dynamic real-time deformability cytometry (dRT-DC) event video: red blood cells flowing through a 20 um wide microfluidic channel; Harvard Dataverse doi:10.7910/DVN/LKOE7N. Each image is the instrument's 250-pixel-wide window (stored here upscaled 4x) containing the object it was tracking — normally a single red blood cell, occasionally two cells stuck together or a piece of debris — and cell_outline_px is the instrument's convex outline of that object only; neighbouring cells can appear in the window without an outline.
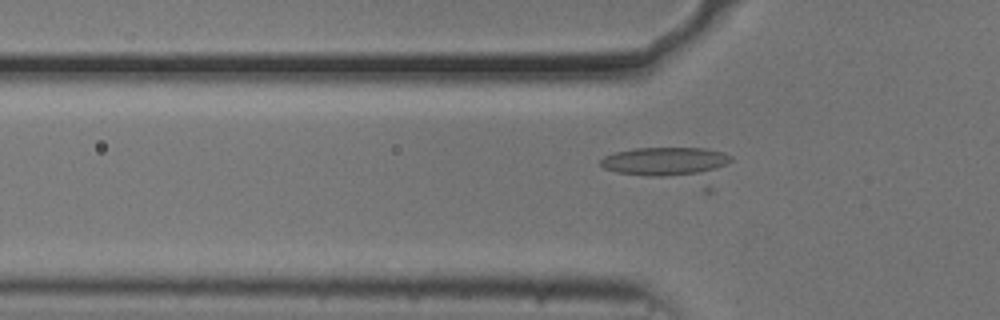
{"species": "common noctule bat (a hibernating species)", "species_latin": "Nyctalus noctula", "temperature_condition": "cold", "stored_images_in_passage": 26, "camera_frame_rate_fps": 3000, "um_per_image_px": 0.085, "animal": {"sex": "male", "body_mass_g": 20.5, "forearm_length_mm": 52.5}, "frame": {"image": 1, "passage_image": 8, "time_ms": 2.333, "image_size_px": [1000, 320], "cell_outline_px": [[732, 160], [712, 192], [704, 192], [616, 172], [604, 168], [600, 164], [600, 160], [604, 156], [616, 152], [636, 148], [704, 148], [724, 152], [732, 156]], "centroid_in_image_um": [57.12, 14.1], "position_along_channel_um": 68.7, "area_um2": 28.9}}
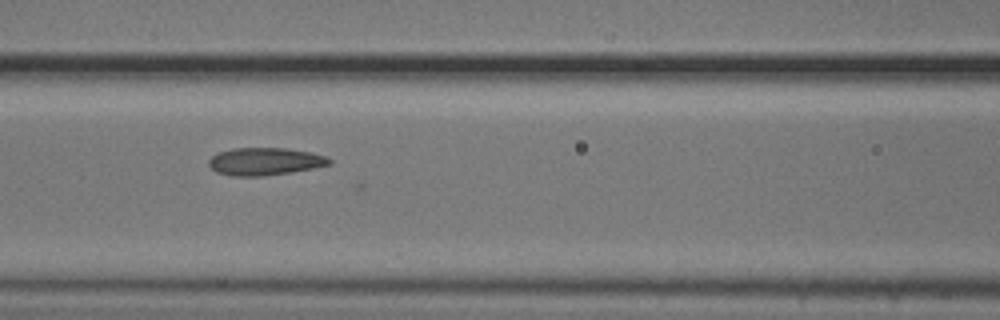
{"frame": {"image": 2, "passage_image": 14, "time_ms": 4.333, "image_size_px": [1000, 320], "cell_outline_px": [[332, 164], [292, 172], [264, 176], [232, 176], [216, 172], [208, 164], [208, 160], [216, 152], [232, 148], [288, 148], [308, 152], [324, 156], [332, 160]], "centroid_in_image_um": [22.48, 13.72], "position_along_channel_um": 144.1, "area_um2": 19.42}}
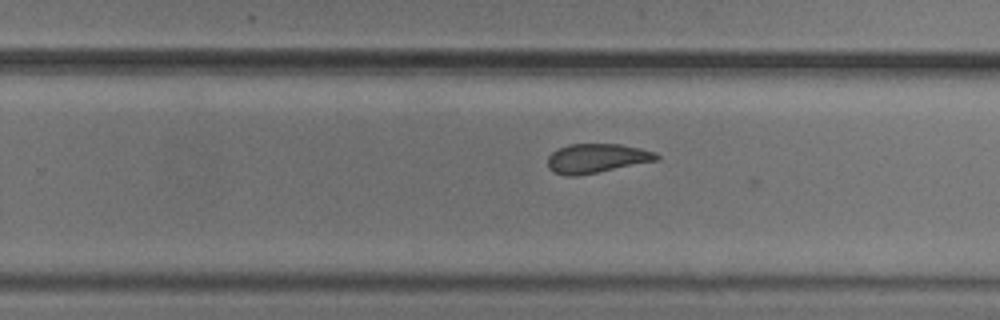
{"frame": {"image": 3, "passage_image": 25, "time_ms": 8.0, "image_size_px": [1000, 320], "cell_outline_px": [[660, 160], [576, 176], [564, 176], [552, 172], [548, 168], [548, 156], [556, 148], [568, 144], [620, 144], [640, 148], [656, 152], [660, 156]], "centroid_in_image_um": [50.7, 13.45], "position_along_channel_um": 279.1, "area_um2": 18.79}}